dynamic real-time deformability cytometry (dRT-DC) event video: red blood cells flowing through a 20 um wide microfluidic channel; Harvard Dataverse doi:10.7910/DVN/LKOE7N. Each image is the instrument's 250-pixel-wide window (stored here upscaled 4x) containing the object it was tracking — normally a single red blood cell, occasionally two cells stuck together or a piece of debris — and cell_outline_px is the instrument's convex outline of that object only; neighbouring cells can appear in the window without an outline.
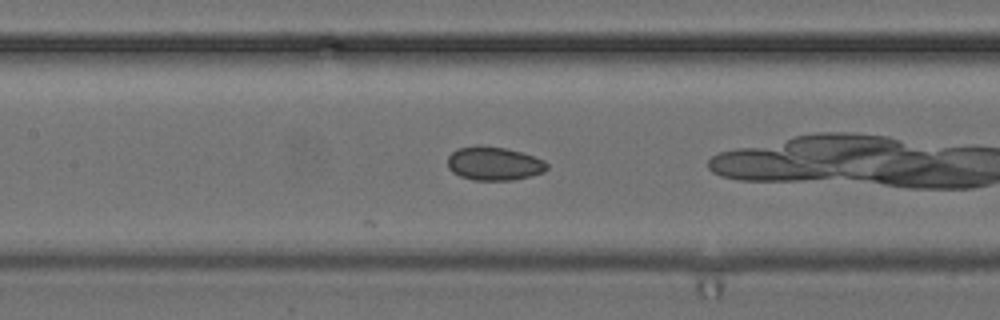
{"species": "common noctule bat (a hibernating species)", "species_latin": "Nyctalus noctula", "temperature_condition": "cold", "stored_images_in_passage": 29, "camera_frame_rate_fps": 3000, "um_per_image_px": 0.085, "animal": {"sex": "female", "body_mass_g": 24.6, "forearm_length_mm": 56.2}, "frame": {"image": 1, "passage_image": 19, "time_ms": 6.0, "image_size_px": [1000, 320], "cell_outline_px": [[548, 168], [544, 172], [532, 176], [512, 180], [472, 180], [460, 176], [452, 172], [448, 168], [448, 156], [456, 148], [476, 144], [480, 144], [504, 148], [520, 152], [544, 160], [548, 164]], "centroid_in_image_um": [41.96, 13.89], "position_along_channel_um": 165.4, "area_um2": 19.71}}